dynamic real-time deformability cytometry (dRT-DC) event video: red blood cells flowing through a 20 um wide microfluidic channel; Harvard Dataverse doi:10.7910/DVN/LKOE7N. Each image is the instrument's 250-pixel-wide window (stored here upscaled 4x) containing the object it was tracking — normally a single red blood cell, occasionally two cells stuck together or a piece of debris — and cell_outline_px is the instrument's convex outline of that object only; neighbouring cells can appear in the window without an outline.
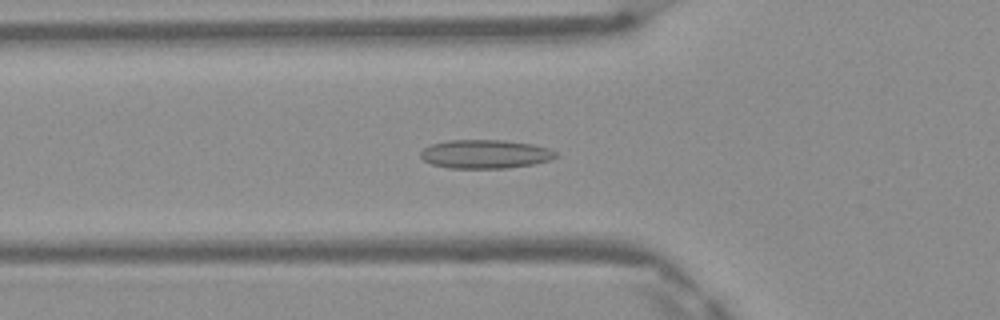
{"species": "Egyptian fruit bat (a non-hibernating species)", "species_latin": "Rousettus aegyptiacus", "temperature_condition": "warm", "stored_images_in_passage": 50, "camera_frame_rate_fps": 3000, "um_per_image_px": 0.085, "frame": {"image": 1, "passage_image": 17, "time_ms": 5.333, "image_size_px": [1000, 320], "cell_outline_px": [[556, 156], [548, 160], [532, 164], [508, 168], [448, 168], [432, 164], [424, 160], [420, 156], [420, 152], [424, 148], [432, 144], [448, 140], [504, 140], [532, 144], [548, 148], [556, 152]], "centroid_in_image_um": [41.21, 13.09], "position_along_channel_um": 84.6, "area_um2": 22.48}}
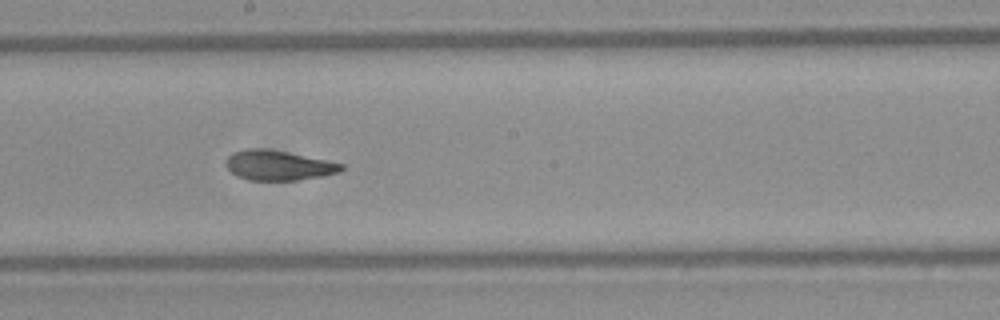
{"frame": {"image": 2, "passage_image": 27, "time_ms": 8.667, "image_size_px": [1000, 320], "cell_outline_px": [[344, 168], [340, 172], [320, 176], [296, 180], [248, 180], [236, 176], [224, 164], [224, 160], [232, 152], [244, 148], [264, 148], [288, 152], [344, 164]], "centroid_in_image_um": [23.6, 14.04], "position_along_channel_um": 224.6, "area_um2": 20.17}}
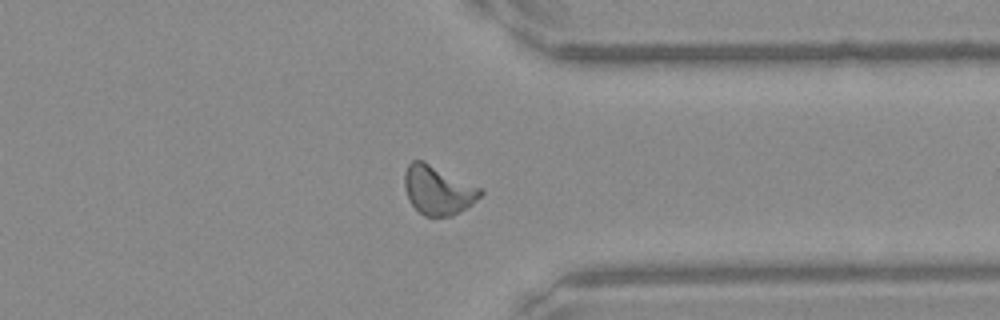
{"frame": {"image": 3, "passage_image": 38, "time_ms": 12.333, "image_size_px": [1000, 320], "cell_outline_px": [[484, 192], [472, 204], [452, 216], [424, 216], [408, 200], [404, 188], [404, 172], [408, 164], [412, 160], [424, 160], [484, 188]], "centroid_in_image_um": [37.24, 16.13], "position_along_channel_um": 374.2, "area_um2": 22.02}, "authors_computed_cell_mechanics": {"area_um2": 20.8947, "velocity_mm_per_s": 4.1677, "shape_relaxation_time_tau1_ms": null, "shape_relaxation_time_tau2_ms": 2.1852, "deformation_change_tau1": null, "deformation_change_tau2": 0.092}}